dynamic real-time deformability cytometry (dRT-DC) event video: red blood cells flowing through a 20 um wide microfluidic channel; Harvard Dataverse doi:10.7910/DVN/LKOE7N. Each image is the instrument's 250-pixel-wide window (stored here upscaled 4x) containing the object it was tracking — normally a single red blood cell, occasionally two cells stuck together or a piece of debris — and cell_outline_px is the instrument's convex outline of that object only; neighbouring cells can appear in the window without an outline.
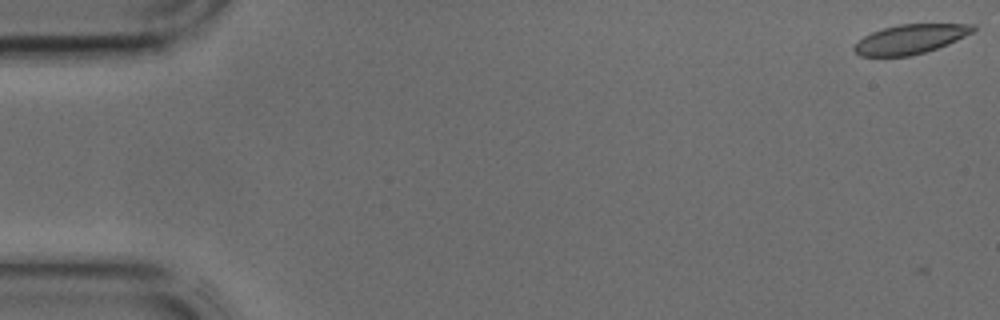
{"species": "common noctule bat (a hibernating species)", "species_latin": "Nyctalus noctula", "temperature_condition": "cold", "stored_images_in_passage": 8, "camera_frame_rate_fps": 3000, "um_per_image_px": 0.085, "animal": {"sex": "male", "body_mass_g": 17.9, "forearm_length_mm": 54.2}, "frame": {"image": 1, "passage_image": 1, "time_ms": 0.0, "image_size_px": [1000, 320], "cell_outline_px": [[976, 28], [972, 32], [948, 44], [924, 52], [908, 56], [860, 56], [852, 48], [864, 36], [872, 32], [884, 28], [900, 24], [976, 24]], "centroid_in_image_um": [77.38, 3.32], "position_along_channel_um": 7.6, "area_um2": 20.06}}